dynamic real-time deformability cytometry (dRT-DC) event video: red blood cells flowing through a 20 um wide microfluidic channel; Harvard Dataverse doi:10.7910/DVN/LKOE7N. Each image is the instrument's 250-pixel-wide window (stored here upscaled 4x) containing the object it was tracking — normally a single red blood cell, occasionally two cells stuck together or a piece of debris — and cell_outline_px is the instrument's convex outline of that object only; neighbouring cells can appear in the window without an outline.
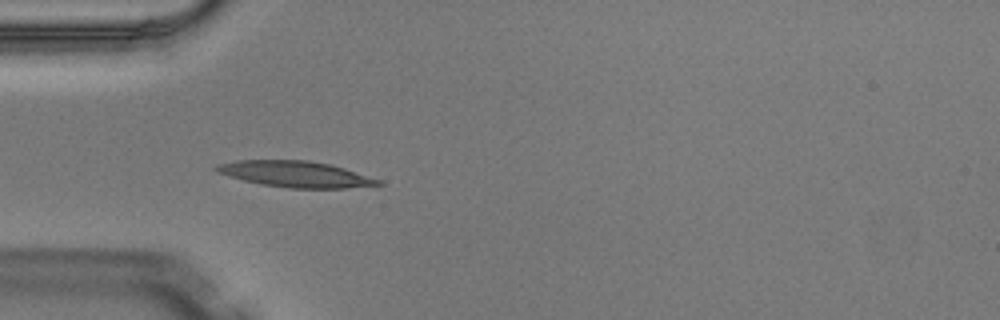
{"species": "Egyptian fruit bat (a non-hibernating species)", "species_latin": "Rousettus aegyptiacus", "temperature_condition": "warm", "stored_images_in_passage": 3, "camera_frame_rate_fps": 3000, "um_per_image_px": 0.085, "animal": {"sex": "male"}, "frame": {"image": 1, "passage_image": 2, "time_ms": 0.333, "image_size_px": [1000, 320], "cell_outline_px": [[384, 184], [344, 188], [288, 188], [260, 184], [244, 180], [216, 172], [212, 168], [216, 164], [236, 160], [308, 160], [332, 164], [384, 180]], "centroid_in_image_um": [25.14, 14.79], "position_along_channel_um": 59.9, "area_um2": 24.85}}